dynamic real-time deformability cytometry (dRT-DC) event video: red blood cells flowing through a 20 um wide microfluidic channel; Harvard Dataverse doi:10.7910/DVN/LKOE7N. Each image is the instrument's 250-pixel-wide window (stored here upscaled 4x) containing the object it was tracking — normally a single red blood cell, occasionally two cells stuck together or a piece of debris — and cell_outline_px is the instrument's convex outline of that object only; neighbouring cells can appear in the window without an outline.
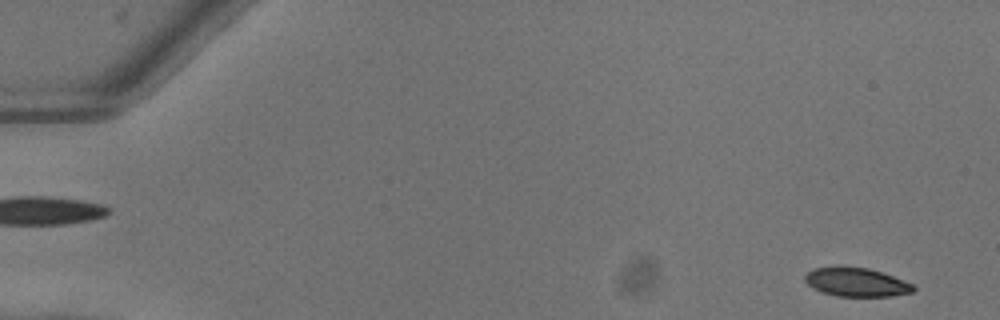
{"species": "common noctule bat (a hibernating species)", "species_latin": "Nyctalus noctula", "temperature_condition": "warm", "stored_images_in_passage": 50, "camera_frame_rate_fps": 3000, "um_per_image_px": 0.085, "animal": {"sex": "female"}, "frame": {"image": 1, "passage_image": 1, "time_ms": 0.0, "image_size_px": [1000, 320], "cell_outline_px": [[916, 288], [912, 292], [892, 296], [836, 296], [820, 292], [812, 288], [804, 280], [804, 276], [812, 268], [840, 264], [844, 264], [868, 268], [904, 280], [912, 284]], "centroid_in_image_um": [72.72, 23.95], "position_along_channel_um": 12.3, "area_um2": 18.67}}
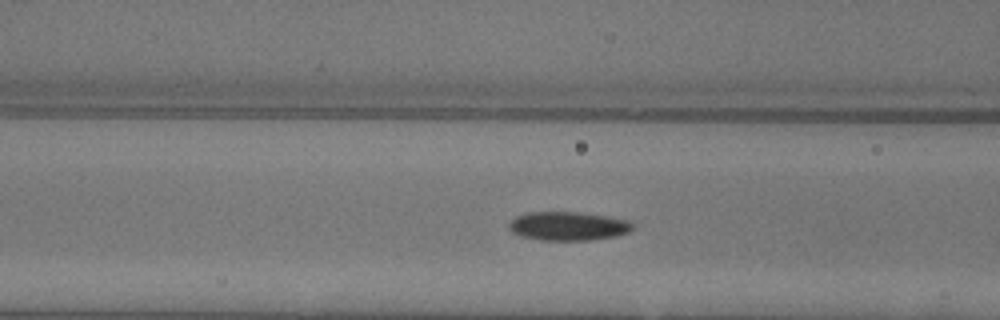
{"frame": {"image": 2, "passage_image": 20, "time_ms": 6.333, "image_size_px": [1000, 320], "cell_outline_px": [[636, 224], [628, 232], [612, 236], [588, 240], [540, 240], [520, 236], [512, 232], [508, 228], [508, 224], [516, 216], [528, 212], [580, 212], [608, 216], [628, 220]], "centroid_in_image_um": [48.27, 19.21], "position_along_channel_um": 118.3, "area_um2": 20.75}}
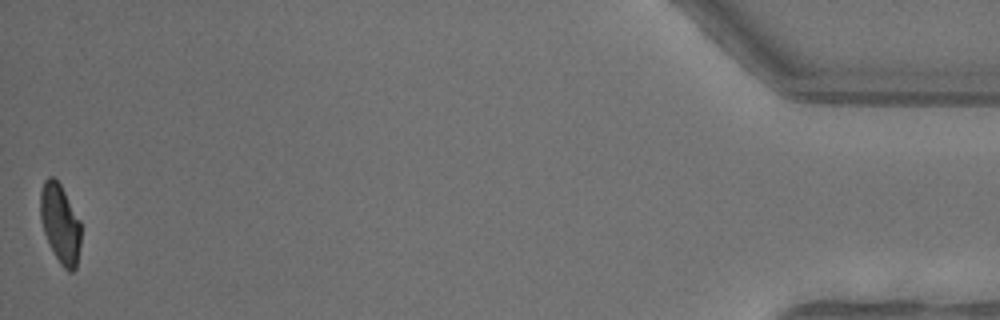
{"frame": {"image": 3, "passage_image": 50, "time_ms": 16.333, "image_size_px": [1000, 320], "cell_outline_px": [[80, 244], [76, 268], [72, 272], [68, 272], [60, 264], [44, 232], [40, 220], [40, 192], [44, 180], [48, 176], [52, 176], [60, 184], [80, 220]], "centroid_in_image_um": [5.11, 18.99], "position_along_channel_um": 430.1, "area_um2": 18.55}, "authors_computed_cell_mechanics": {"area_um2": 20.4323, "velocity_mm_per_s": 4.0535, "shape_relaxation_time_tau1_ms": 3.999, "shape_relaxation_time_tau2_ms": 2.4843, "deformation_change_tau1": 0.1375, "deformation_change_tau2": 0.0632}}